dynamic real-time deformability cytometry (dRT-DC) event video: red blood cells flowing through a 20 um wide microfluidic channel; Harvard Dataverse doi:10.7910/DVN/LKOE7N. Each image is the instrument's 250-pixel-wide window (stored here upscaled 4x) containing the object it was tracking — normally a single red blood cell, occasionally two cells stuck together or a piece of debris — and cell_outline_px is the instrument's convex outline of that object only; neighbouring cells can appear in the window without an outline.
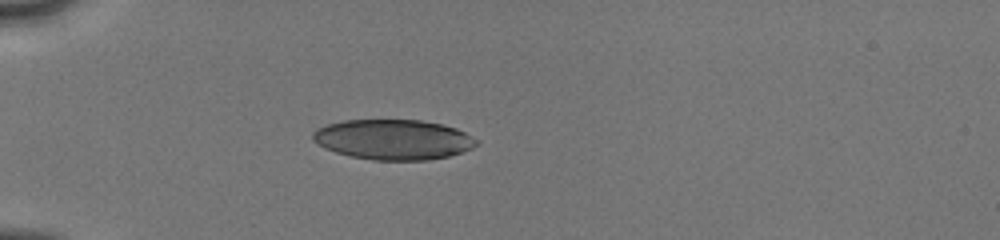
{"species": "human", "species_latin": "Homo sapiens", "temperature_condition": "cold", "stored_images_in_passage": 5, "camera_frame_rate_fps": 3000, "um_per_image_px": 0.085, "donor": {"sex": "male"}, "frame": {"image": 1, "passage_image": 2, "time_ms": 0.667, "image_size_px": [1000, 240], "cell_outline_px": [[480, 144], [472, 148], [448, 156], [428, 160], [372, 160], [352, 156], [336, 152], [324, 148], [316, 144], [312, 140], [312, 132], [316, 128], [328, 124], [344, 120], [420, 120], [440, 124], [456, 128], [480, 140]], "centroid_in_image_um": [33.42, 11.86], "position_along_channel_um": 51.6, "area_um2": 38.44}}
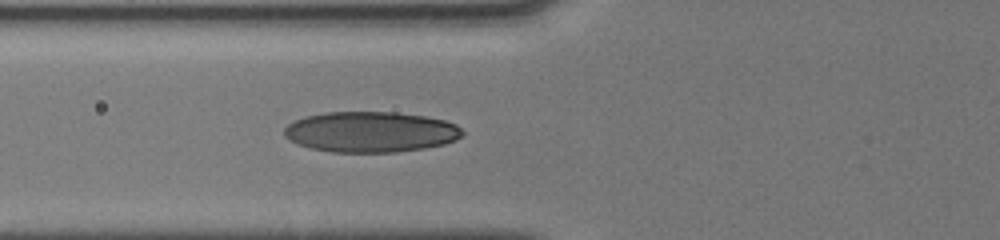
{"frame": {"image": 2, "passage_image": 5, "time_ms": 2.333, "image_size_px": [1000, 240], "cell_outline_px": [[464, 136], [456, 140], [444, 144], [424, 148], [396, 152], [332, 152], [312, 148], [300, 144], [284, 136], [284, 128], [288, 124], [304, 116], [328, 112], [396, 112], [424, 116], [444, 120], [456, 124], [464, 132]], "centroid_in_image_um": [31.54, 11.21], "position_along_channel_um": 94.3, "area_um2": 42.14}}